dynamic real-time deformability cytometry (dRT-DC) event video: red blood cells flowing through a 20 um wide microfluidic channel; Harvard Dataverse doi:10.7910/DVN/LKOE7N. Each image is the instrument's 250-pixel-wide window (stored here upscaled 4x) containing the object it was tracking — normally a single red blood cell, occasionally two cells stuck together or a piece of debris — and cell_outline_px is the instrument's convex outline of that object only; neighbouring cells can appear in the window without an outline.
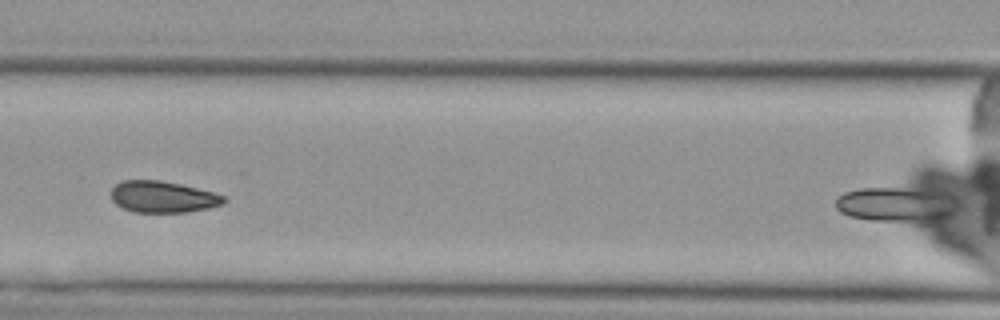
{"species": "Egyptian fruit bat (a non-hibernating species)", "species_latin": "Rousettus aegyptiacus", "temperature_condition": "cold", "stored_images_in_passage": 3, "camera_frame_rate_fps": 3000, "um_per_image_px": 0.085, "animal": {"sex": "female"}, "frame": {"image": 1, "passage_image": 3, "time_ms": 2.333, "image_size_px": [1000, 320], "cell_outline_px": [[960, 208], [952, 216], [932, 224], [904, 224], [868, 220], [848, 216], [840, 212], [836, 208], [836, 200], [844, 192], [860, 188], [936, 188], [952, 192], [960, 200]], "centroid_in_image_um": [76.43, 17.42], "position_along_channel_um": 90.2, "area_um2": 27.22}}